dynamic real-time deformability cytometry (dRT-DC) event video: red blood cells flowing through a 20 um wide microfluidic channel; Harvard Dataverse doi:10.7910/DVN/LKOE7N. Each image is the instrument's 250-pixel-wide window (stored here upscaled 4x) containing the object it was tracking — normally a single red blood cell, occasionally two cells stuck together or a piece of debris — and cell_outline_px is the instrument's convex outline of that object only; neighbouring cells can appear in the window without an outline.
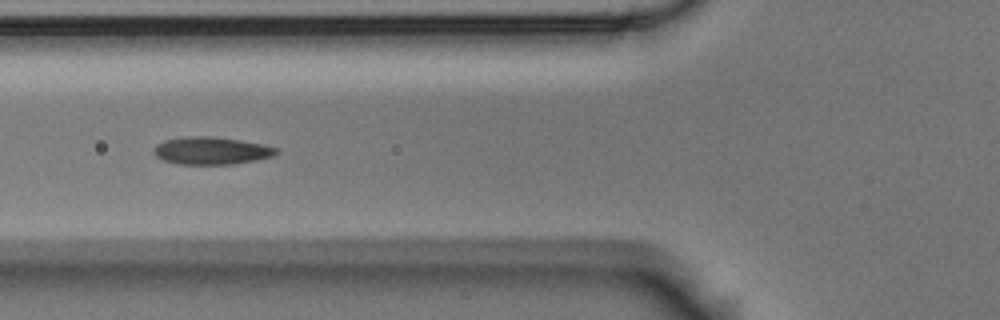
{"species": "Egyptian fruit bat (a non-hibernating species)", "species_latin": "Rousettus aegyptiacus", "temperature_condition": "room temperature", "stored_images_in_passage": 5, "camera_frame_rate_fps": 3000, "um_per_image_px": 0.085, "animal": {"sex": "male"}, "frame": {"image": 1, "passage_image": 5, "time_ms": 1.333, "image_size_px": [1000, 320], "cell_outline_px": [[280, 152], [272, 156], [256, 160], [232, 164], [180, 164], [164, 160], [156, 156], [152, 152], [156, 144], [164, 140], [188, 136], [208, 136], [240, 140], [280, 148]], "centroid_in_image_um": [17.97, 12.8], "position_along_channel_um": 107.8, "area_um2": 19.59}}